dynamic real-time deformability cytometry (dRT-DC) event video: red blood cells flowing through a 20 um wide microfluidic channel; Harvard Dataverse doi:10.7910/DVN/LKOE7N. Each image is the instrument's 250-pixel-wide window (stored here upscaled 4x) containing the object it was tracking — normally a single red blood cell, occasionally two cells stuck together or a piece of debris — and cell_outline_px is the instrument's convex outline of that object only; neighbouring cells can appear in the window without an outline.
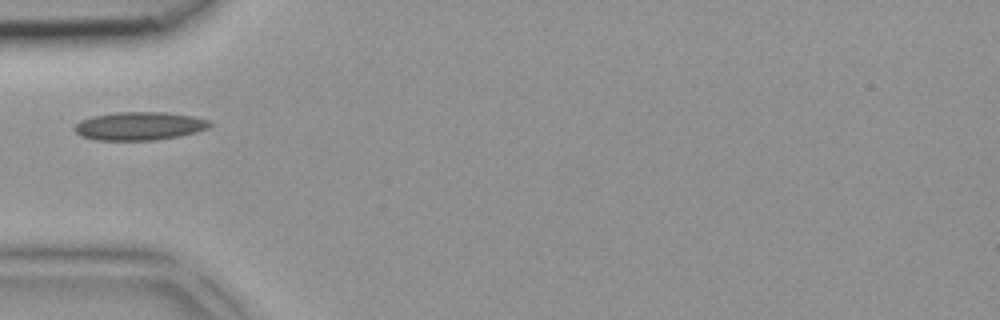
{"species": "common noctule bat (a hibernating species)", "species_latin": "Nyctalus noctula", "temperature_condition": "room temperature", "stored_images_in_passage": 2, "camera_frame_rate_fps": 3000, "um_per_image_px": 0.085, "animal": {"sex": "female", "body_mass_g": 18.4}, "frame": {"image": 1, "passage_image": 1, "time_ms": 0.0, "image_size_px": [1000, 320], "cell_outline_px": [[212, 124], [208, 128], [196, 132], [180, 136], [156, 140], [96, 140], [80, 136], [72, 128], [80, 120], [92, 116], [116, 112], [164, 112], [192, 116], [212, 120]], "centroid_in_image_um": [11.85, 10.71], "position_along_channel_um": 73.2, "area_um2": 22.48}}